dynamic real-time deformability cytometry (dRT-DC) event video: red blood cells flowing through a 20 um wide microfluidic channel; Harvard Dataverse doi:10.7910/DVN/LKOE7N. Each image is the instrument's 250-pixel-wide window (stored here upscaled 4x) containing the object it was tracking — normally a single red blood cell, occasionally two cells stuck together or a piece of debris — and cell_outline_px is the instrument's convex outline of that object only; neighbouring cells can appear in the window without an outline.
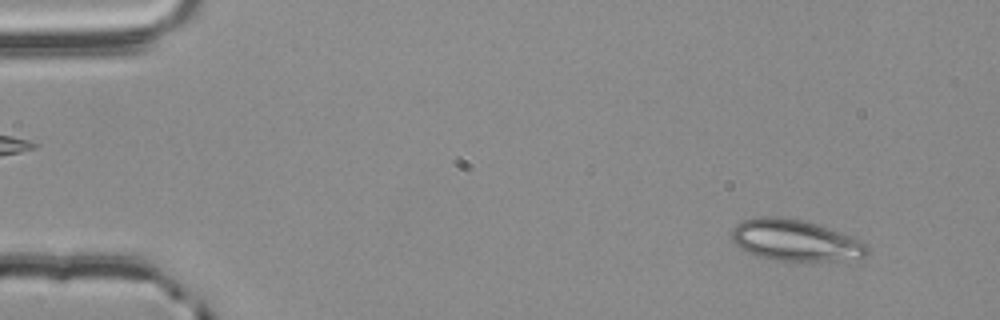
{"species": "common noctule bat (a hibernating species)", "species_latin": "Nyctalus noctula", "temperature_condition": "room temperature", "stored_images_in_passage": 52, "camera_frame_rate_fps": 3000, "um_per_image_px": 0.085, "animal": {"sex": "male", "body_mass_g": 20.4}, "frame": {"image": 1, "passage_image": 1, "time_ms": 0.0, "image_size_px": [1000, 320], "cell_outline_px": [[868, 252], [860, 260], [776, 260], [756, 256], [740, 248], [732, 240], [732, 228], [740, 220], [760, 216], [776, 216], [800, 220], [816, 224], [852, 236], [868, 244]], "centroid_in_image_um": [67.6, 20.43], "position_along_channel_um": 17.4, "area_um2": 32.66}}
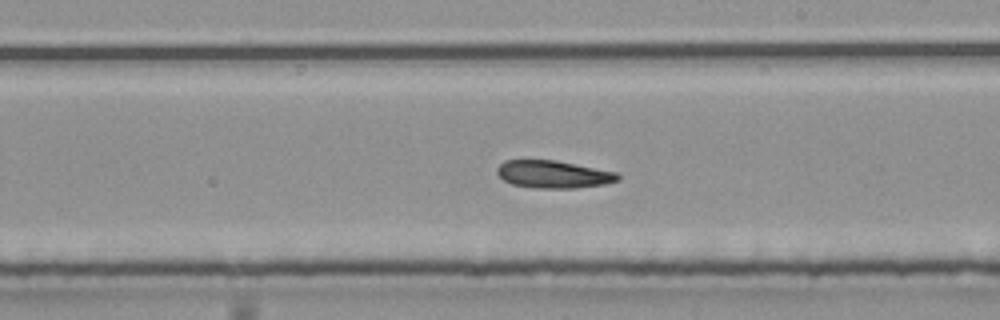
{"frame": {"image": 2, "passage_image": 28, "time_ms": 9.0, "image_size_px": [1000, 320], "cell_outline_px": [[620, 180], [604, 184], [576, 188], [532, 188], [512, 184], [504, 180], [496, 172], [496, 168], [504, 160], [556, 160], [616, 172], [620, 176]], "centroid_in_image_um": [47.02, 14.82], "position_along_channel_um": 242.0, "area_um2": 19.42}}
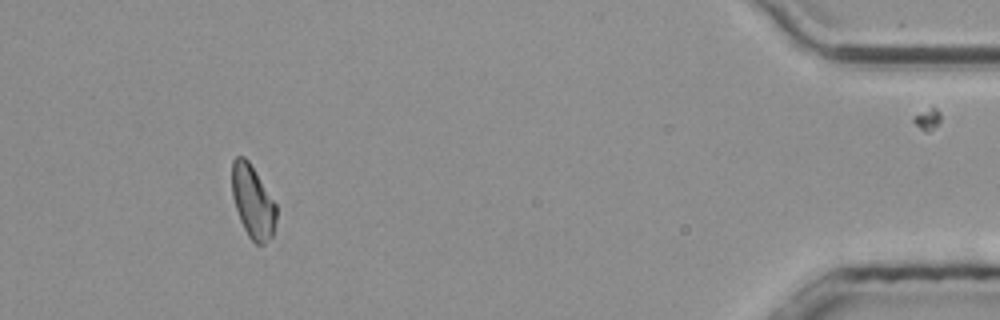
{"frame": {"image": 3, "passage_image": 47, "time_ms": 15.333, "image_size_px": [1000, 320], "cell_outline_px": [[276, 220], [272, 236], [264, 244], [256, 244], [248, 236], [240, 220], [232, 196], [232, 160], [236, 156], [244, 156], [248, 160], [276, 204]], "centroid_in_image_um": [21.48, 17.14], "position_along_channel_um": 413.7, "area_um2": 18.67}, "authors_computed_cell_mechanics": {"area_um2": 19.7387, "velocity_mm_per_s": 3.7685, "shape_relaxation_time_tau1_ms": null, "shape_relaxation_time_tau2_ms": 5.9654, "deformation_change_tau1": null, "deformation_change_tau2": 0.1391}}